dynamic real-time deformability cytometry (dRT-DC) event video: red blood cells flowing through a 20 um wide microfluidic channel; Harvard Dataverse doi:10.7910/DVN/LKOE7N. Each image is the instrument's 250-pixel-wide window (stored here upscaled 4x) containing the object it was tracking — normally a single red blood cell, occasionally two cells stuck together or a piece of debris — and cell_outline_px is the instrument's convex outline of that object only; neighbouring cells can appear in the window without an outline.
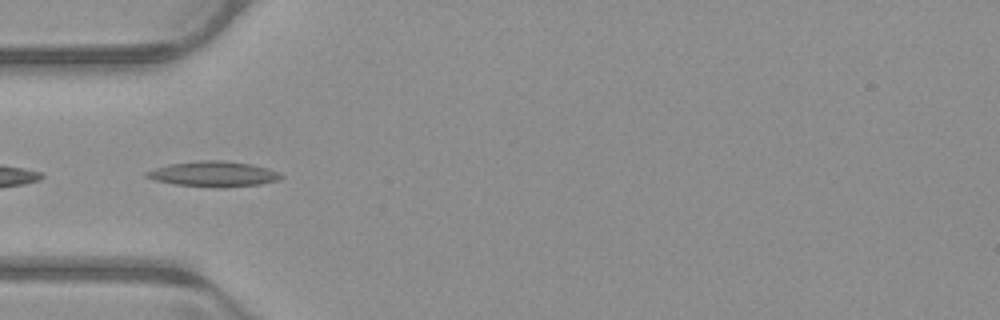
{"species": "common noctule bat (a hibernating species)", "species_latin": "Nyctalus noctula", "temperature_condition": "warm", "stored_images_in_passage": 22, "camera_frame_rate_fps": 3000, "um_per_image_px": 0.085, "animal": {"sex": "male", "body_mass_g": 23.1, "forearm_length_mm": 52.7}, "frame": {"image": 1, "passage_image": 1, "time_ms": 0.0, "image_size_px": [1000, 320], "cell_outline_px": [[284, 176], [280, 180], [260, 184], [224, 188], [216, 188], [176, 184], [156, 180], [144, 176], [144, 172], [168, 164], [200, 160], [228, 160], [268, 168]], "centroid_in_image_um": [18.15, 14.79], "position_along_channel_um": 66.8, "area_um2": 19.94}}
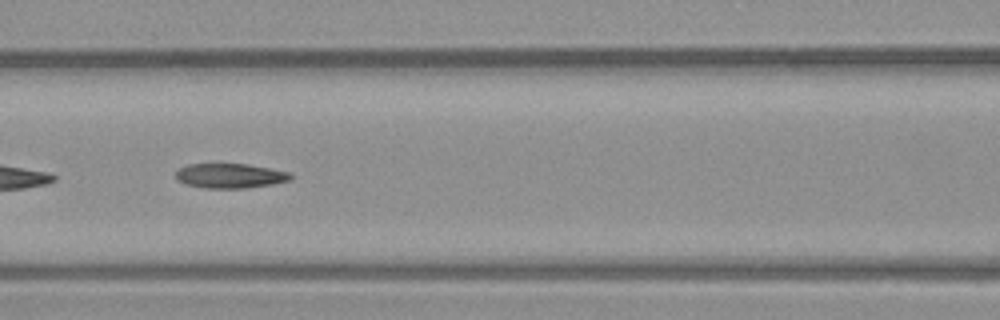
{"frame": {"image": 2, "passage_image": 7, "time_ms": 2.0, "image_size_px": [1000, 320], "cell_outline_px": [[292, 180], [272, 184], [244, 188], [204, 188], [188, 184], [176, 180], [176, 172], [180, 168], [188, 164], [248, 164], [292, 172]], "centroid_in_image_um": [19.6, 14.94], "position_along_channel_um": 147.0, "area_um2": 16.53}}
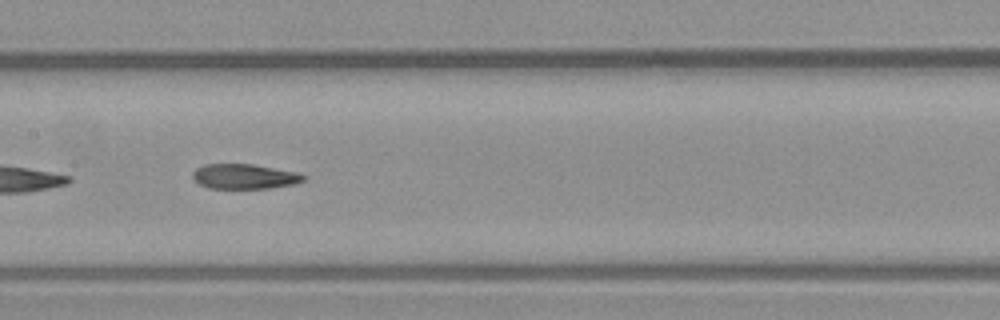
{"frame": {"image": 3, "passage_image": 10, "time_ms": 3.0, "image_size_px": [1000, 320], "cell_outline_px": [[308, 176], [304, 180], [296, 184], [268, 188], [208, 188], [200, 184], [192, 176], [192, 172], [196, 168], [204, 164], [252, 164], [296, 172]], "centroid_in_image_um": [20.79, 14.99], "position_along_channel_um": 186.6, "area_um2": 16.07}}